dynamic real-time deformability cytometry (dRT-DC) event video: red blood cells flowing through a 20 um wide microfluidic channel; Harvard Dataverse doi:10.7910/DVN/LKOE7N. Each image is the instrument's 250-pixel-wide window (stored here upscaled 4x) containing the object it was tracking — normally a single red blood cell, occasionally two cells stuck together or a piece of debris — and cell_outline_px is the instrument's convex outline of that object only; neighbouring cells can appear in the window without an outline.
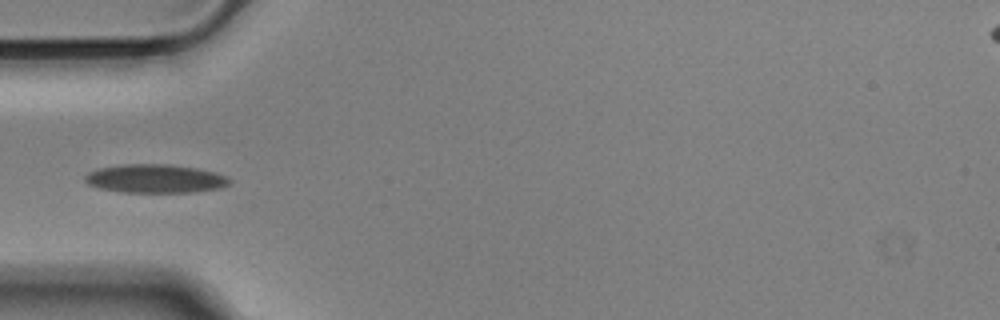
{"species": "Egyptian fruit bat (a non-hibernating species)", "species_latin": "Rousettus aegyptiacus", "temperature_condition": "cold", "stored_images_in_passage": 39, "camera_frame_rate_fps": 3000, "um_per_image_px": 0.085, "animal": {"sex": "male"}, "frame": {"image": 1, "passage_image": 1, "time_ms": 0.0, "image_size_px": [1000, 320], "cell_outline_px": [[228, 184], [220, 188], [192, 192], [124, 192], [100, 188], [88, 184], [84, 180], [84, 176], [88, 172], [100, 168], [124, 164], [172, 164], [196, 168], [216, 172], [224, 176], [228, 180]], "centroid_in_image_um": [13.16, 15.18], "position_along_channel_um": 71.8, "area_um2": 23.87}}
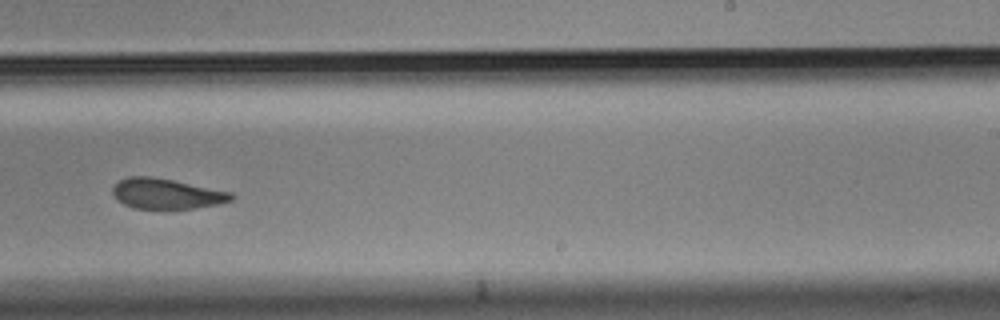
{"frame": {"image": 2, "passage_image": 18, "time_ms": 5.667, "image_size_px": [1000, 320], "cell_outline_px": [[236, 196], [232, 200], [220, 204], [192, 208], [136, 208], [124, 204], [116, 200], [112, 192], [112, 188], [120, 180], [128, 176], [152, 176], [232, 192]], "centroid_in_image_um": [14.16, 16.46], "position_along_channel_um": 274.8, "area_um2": 20.87}}
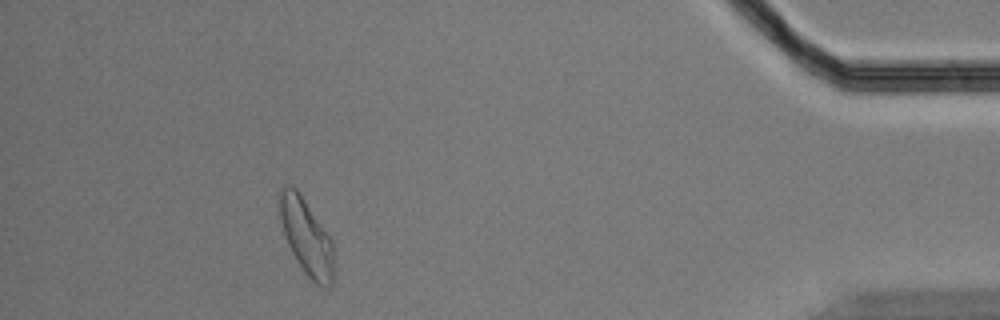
{"frame": {"image": 3, "passage_image": 34, "time_ms": 11.0, "image_size_px": [1000, 320], "cell_outline_px": [[332, 284], [328, 288], [324, 288], [316, 284], [304, 272], [296, 260], [288, 244], [280, 220], [276, 192], [284, 184], [288, 184], [296, 188], [332, 240]], "centroid_in_image_um": [25.98, 20.08], "position_along_channel_um": 409.2, "area_um2": 23.93}}